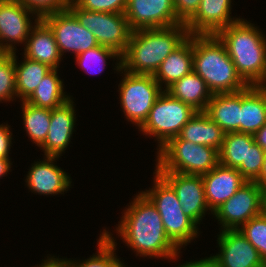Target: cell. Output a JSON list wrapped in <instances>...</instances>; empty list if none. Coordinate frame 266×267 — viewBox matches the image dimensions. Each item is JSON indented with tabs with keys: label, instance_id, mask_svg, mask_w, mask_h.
<instances>
[{
	"label": "cell",
	"instance_id": "d6a6232c",
	"mask_svg": "<svg viewBox=\"0 0 266 267\" xmlns=\"http://www.w3.org/2000/svg\"><path fill=\"white\" fill-rule=\"evenodd\" d=\"M266 262V215L253 217L238 229Z\"/></svg>",
	"mask_w": 266,
	"mask_h": 267
},
{
	"label": "cell",
	"instance_id": "9a60e30c",
	"mask_svg": "<svg viewBox=\"0 0 266 267\" xmlns=\"http://www.w3.org/2000/svg\"><path fill=\"white\" fill-rule=\"evenodd\" d=\"M218 236L219 253L212 257L218 267H264L258 250L237 230H222Z\"/></svg>",
	"mask_w": 266,
	"mask_h": 267
},
{
	"label": "cell",
	"instance_id": "7dc6e473",
	"mask_svg": "<svg viewBox=\"0 0 266 267\" xmlns=\"http://www.w3.org/2000/svg\"><path fill=\"white\" fill-rule=\"evenodd\" d=\"M4 54V52L0 49V57Z\"/></svg>",
	"mask_w": 266,
	"mask_h": 267
},
{
	"label": "cell",
	"instance_id": "7c38bea8",
	"mask_svg": "<svg viewBox=\"0 0 266 267\" xmlns=\"http://www.w3.org/2000/svg\"><path fill=\"white\" fill-rule=\"evenodd\" d=\"M32 16H34L31 20ZM35 19V20H34ZM34 20V23H32ZM39 18L15 0L0 4V49L16 52V44H26L30 31ZM32 21V22H31ZM14 44V45H13Z\"/></svg>",
	"mask_w": 266,
	"mask_h": 267
},
{
	"label": "cell",
	"instance_id": "f1b7e54d",
	"mask_svg": "<svg viewBox=\"0 0 266 267\" xmlns=\"http://www.w3.org/2000/svg\"><path fill=\"white\" fill-rule=\"evenodd\" d=\"M24 130L38 147L46 140L48 135L52 109L33 106L21 101Z\"/></svg>",
	"mask_w": 266,
	"mask_h": 267
},
{
	"label": "cell",
	"instance_id": "ba28073f",
	"mask_svg": "<svg viewBox=\"0 0 266 267\" xmlns=\"http://www.w3.org/2000/svg\"><path fill=\"white\" fill-rule=\"evenodd\" d=\"M118 71L124 76L118 85L121 108L126 119L139 128L164 90L153 75L132 74L122 68Z\"/></svg>",
	"mask_w": 266,
	"mask_h": 267
},
{
	"label": "cell",
	"instance_id": "d4e9b609",
	"mask_svg": "<svg viewBox=\"0 0 266 267\" xmlns=\"http://www.w3.org/2000/svg\"><path fill=\"white\" fill-rule=\"evenodd\" d=\"M165 91L197 111H205L213 95L205 81L194 71L183 76Z\"/></svg>",
	"mask_w": 266,
	"mask_h": 267
},
{
	"label": "cell",
	"instance_id": "e0dca14e",
	"mask_svg": "<svg viewBox=\"0 0 266 267\" xmlns=\"http://www.w3.org/2000/svg\"><path fill=\"white\" fill-rule=\"evenodd\" d=\"M59 157L45 156L31 165L25 182L31 192L40 195L63 194L71 188L70 176L54 162Z\"/></svg>",
	"mask_w": 266,
	"mask_h": 267
},
{
	"label": "cell",
	"instance_id": "4dcf8cb0",
	"mask_svg": "<svg viewBox=\"0 0 266 267\" xmlns=\"http://www.w3.org/2000/svg\"><path fill=\"white\" fill-rule=\"evenodd\" d=\"M75 57L78 66H80L81 69L89 74L102 73V71L105 69V66L107 65L106 60L112 58H116L115 60H118L115 64L116 68H114V70L118 72V70L121 68V55L118 54L115 50L105 46L98 45L76 55Z\"/></svg>",
	"mask_w": 266,
	"mask_h": 267
},
{
	"label": "cell",
	"instance_id": "f35d334b",
	"mask_svg": "<svg viewBox=\"0 0 266 267\" xmlns=\"http://www.w3.org/2000/svg\"><path fill=\"white\" fill-rule=\"evenodd\" d=\"M39 266L36 267H70L69 259L55 258V256H47V259L43 260Z\"/></svg>",
	"mask_w": 266,
	"mask_h": 267
},
{
	"label": "cell",
	"instance_id": "836d02e7",
	"mask_svg": "<svg viewBox=\"0 0 266 267\" xmlns=\"http://www.w3.org/2000/svg\"><path fill=\"white\" fill-rule=\"evenodd\" d=\"M34 13L39 19L68 9L71 0H15Z\"/></svg>",
	"mask_w": 266,
	"mask_h": 267
},
{
	"label": "cell",
	"instance_id": "7402d4cb",
	"mask_svg": "<svg viewBox=\"0 0 266 267\" xmlns=\"http://www.w3.org/2000/svg\"><path fill=\"white\" fill-rule=\"evenodd\" d=\"M241 91L213 94L204 111L225 133L240 132Z\"/></svg>",
	"mask_w": 266,
	"mask_h": 267
},
{
	"label": "cell",
	"instance_id": "52a82bcc",
	"mask_svg": "<svg viewBox=\"0 0 266 267\" xmlns=\"http://www.w3.org/2000/svg\"><path fill=\"white\" fill-rule=\"evenodd\" d=\"M196 112L192 106L174 98L164 90L138 129L145 136L155 137L159 150L170 139L179 135L181 129Z\"/></svg>",
	"mask_w": 266,
	"mask_h": 267
},
{
	"label": "cell",
	"instance_id": "d590c367",
	"mask_svg": "<svg viewBox=\"0 0 266 267\" xmlns=\"http://www.w3.org/2000/svg\"><path fill=\"white\" fill-rule=\"evenodd\" d=\"M264 162V150L254 142L250 148H248L247 155V181L256 182L260 175Z\"/></svg>",
	"mask_w": 266,
	"mask_h": 267
},
{
	"label": "cell",
	"instance_id": "ab89813d",
	"mask_svg": "<svg viewBox=\"0 0 266 267\" xmlns=\"http://www.w3.org/2000/svg\"><path fill=\"white\" fill-rule=\"evenodd\" d=\"M177 267H218V265L216 260L210 256L197 261L186 262L182 265L179 264Z\"/></svg>",
	"mask_w": 266,
	"mask_h": 267
},
{
	"label": "cell",
	"instance_id": "4316f807",
	"mask_svg": "<svg viewBox=\"0 0 266 267\" xmlns=\"http://www.w3.org/2000/svg\"><path fill=\"white\" fill-rule=\"evenodd\" d=\"M57 71L58 69H52L48 72L25 102L36 107L54 109L71 99L64 92V84Z\"/></svg>",
	"mask_w": 266,
	"mask_h": 267
},
{
	"label": "cell",
	"instance_id": "83f0119b",
	"mask_svg": "<svg viewBox=\"0 0 266 267\" xmlns=\"http://www.w3.org/2000/svg\"><path fill=\"white\" fill-rule=\"evenodd\" d=\"M14 56V66L16 72V92L21 101H25L37 88L41 79L52 70L48 65L30 60L23 56V61L18 63L16 52Z\"/></svg>",
	"mask_w": 266,
	"mask_h": 267
},
{
	"label": "cell",
	"instance_id": "60d3db41",
	"mask_svg": "<svg viewBox=\"0 0 266 267\" xmlns=\"http://www.w3.org/2000/svg\"><path fill=\"white\" fill-rule=\"evenodd\" d=\"M255 142L263 149L266 150V123L254 135Z\"/></svg>",
	"mask_w": 266,
	"mask_h": 267
},
{
	"label": "cell",
	"instance_id": "f546056e",
	"mask_svg": "<svg viewBox=\"0 0 266 267\" xmlns=\"http://www.w3.org/2000/svg\"><path fill=\"white\" fill-rule=\"evenodd\" d=\"M113 234L106 229L99 236L97 240L98 252L85 260H71L70 267H123V261H120L116 256V242Z\"/></svg>",
	"mask_w": 266,
	"mask_h": 267
},
{
	"label": "cell",
	"instance_id": "484cf974",
	"mask_svg": "<svg viewBox=\"0 0 266 267\" xmlns=\"http://www.w3.org/2000/svg\"><path fill=\"white\" fill-rule=\"evenodd\" d=\"M255 142L254 136L248 133H226L219 151V163L236 168L247 181L248 148Z\"/></svg>",
	"mask_w": 266,
	"mask_h": 267
},
{
	"label": "cell",
	"instance_id": "d6986e66",
	"mask_svg": "<svg viewBox=\"0 0 266 267\" xmlns=\"http://www.w3.org/2000/svg\"><path fill=\"white\" fill-rule=\"evenodd\" d=\"M73 98L63 105L52 109L48 135L40 146L44 156L60 157L68 148L76 127V112Z\"/></svg>",
	"mask_w": 266,
	"mask_h": 267
},
{
	"label": "cell",
	"instance_id": "b9f144b4",
	"mask_svg": "<svg viewBox=\"0 0 266 267\" xmlns=\"http://www.w3.org/2000/svg\"><path fill=\"white\" fill-rule=\"evenodd\" d=\"M11 159L0 158V178L7 176V173L11 170Z\"/></svg>",
	"mask_w": 266,
	"mask_h": 267
},
{
	"label": "cell",
	"instance_id": "44dd1931",
	"mask_svg": "<svg viewBox=\"0 0 266 267\" xmlns=\"http://www.w3.org/2000/svg\"><path fill=\"white\" fill-rule=\"evenodd\" d=\"M191 71H193V35H189L179 47L164 59L153 77L162 89L166 90Z\"/></svg>",
	"mask_w": 266,
	"mask_h": 267
},
{
	"label": "cell",
	"instance_id": "277c9868",
	"mask_svg": "<svg viewBox=\"0 0 266 267\" xmlns=\"http://www.w3.org/2000/svg\"><path fill=\"white\" fill-rule=\"evenodd\" d=\"M193 71L212 94L234 93L248 87L216 35H193Z\"/></svg>",
	"mask_w": 266,
	"mask_h": 267
},
{
	"label": "cell",
	"instance_id": "f6af8a7d",
	"mask_svg": "<svg viewBox=\"0 0 266 267\" xmlns=\"http://www.w3.org/2000/svg\"><path fill=\"white\" fill-rule=\"evenodd\" d=\"M261 88H263L264 90H266V77L264 79V81L262 82V84L260 85Z\"/></svg>",
	"mask_w": 266,
	"mask_h": 267
},
{
	"label": "cell",
	"instance_id": "9c48e42d",
	"mask_svg": "<svg viewBox=\"0 0 266 267\" xmlns=\"http://www.w3.org/2000/svg\"><path fill=\"white\" fill-rule=\"evenodd\" d=\"M68 9L93 33L100 46L111 48L121 56L125 53L133 30L124 13L83 10L72 1Z\"/></svg>",
	"mask_w": 266,
	"mask_h": 267
},
{
	"label": "cell",
	"instance_id": "7bdbcfd3",
	"mask_svg": "<svg viewBox=\"0 0 266 267\" xmlns=\"http://www.w3.org/2000/svg\"><path fill=\"white\" fill-rule=\"evenodd\" d=\"M261 187L266 185V150H264V162L261 170V175L256 181Z\"/></svg>",
	"mask_w": 266,
	"mask_h": 267
},
{
	"label": "cell",
	"instance_id": "ac0fdd59",
	"mask_svg": "<svg viewBox=\"0 0 266 267\" xmlns=\"http://www.w3.org/2000/svg\"><path fill=\"white\" fill-rule=\"evenodd\" d=\"M202 180L205 198L212 215L220 205L230 199L247 182L236 168L220 163L203 174Z\"/></svg>",
	"mask_w": 266,
	"mask_h": 267
},
{
	"label": "cell",
	"instance_id": "1f68e13d",
	"mask_svg": "<svg viewBox=\"0 0 266 267\" xmlns=\"http://www.w3.org/2000/svg\"><path fill=\"white\" fill-rule=\"evenodd\" d=\"M17 97L14 56L4 53L0 57V102H10Z\"/></svg>",
	"mask_w": 266,
	"mask_h": 267
},
{
	"label": "cell",
	"instance_id": "2e32d148",
	"mask_svg": "<svg viewBox=\"0 0 266 267\" xmlns=\"http://www.w3.org/2000/svg\"><path fill=\"white\" fill-rule=\"evenodd\" d=\"M231 0H201L196 13L185 23L189 35H216L241 18L231 17Z\"/></svg>",
	"mask_w": 266,
	"mask_h": 267
},
{
	"label": "cell",
	"instance_id": "5b68a950",
	"mask_svg": "<svg viewBox=\"0 0 266 267\" xmlns=\"http://www.w3.org/2000/svg\"><path fill=\"white\" fill-rule=\"evenodd\" d=\"M152 189L142 191L156 206L166 235L181 250L195 240L199 233L197 224L188 217L173 188L156 172Z\"/></svg>",
	"mask_w": 266,
	"mask_h": 267
},
{
	"label": "cell",
	"instance_id": "4fadbf2b",
	"mask_svg": "<svg viewBox=\"0 0 266 267\" xmlns=\"http://www.w3.org/2000/svg\"><path fill=\"white\" fill-rule=\"evenodd\" d=\"M124 14L133 31L182 23L175 14L173 0H127Z\"/></svg>",
	"mask_w": 266,
	"mask_h": 267
},
{
	"label": "cell",
	"instance_id": "6da1fadb",
	"mask_svg": "<svg viewBox=\"0 0 266 267\" xmlns=\"http://www.w3.org/2000/svg\"><path fill=\"white\" fill-rule=\"evenodd\" d=\"M123 211L116 232L139 257L174 260L180 250L170 241L161 215L152 201L141 191Z\"/></svg>",
	"mask_w": 266,
	"mask_h": 267
},
{
	"label": "cell",
	"instance_id": "5bb4252c",
	"mask_svg": "<svg viewBox=\"0 0 266 267\" xmlns=\"http://www.w3.org/2000/svg\"><path fill=\"white\" fill-rule=\"evenodd\" d=\"M175 191L184 213L200 225L209 210L201 175L157 172Z\"/></svg>",
	"mask_w": 266,
	"mask_h": 267
},
{
	"label": "cell",
	"instance_id": "30bf717a",
	"mask_svg": "<svg viewBox=\"0 0 266 267\" xmlns=\"http://www.w3.org/2000/svg\"><path fill=\"white\" fill-rule=\"evenodd\" d=\"M262 213V187L257 182H246L230 199L214 212L222 230H237Z\"/></svg>",
	"mask_w": 266,
	"mask_h": 267
},
{
	"label": "cell",
	"instance_id": "603a6c76",
	"mask_svg": "<svg viewBox=\"0 0 266 267\" xmlns=\"http://www.w3.org/2000/svg\"><path fill=\"white\" fill-rule=\"evenodd\" d=\"M266 123V90L248 86L241 90L240 133L254 135Z\"/></svg>",
	"mask_w": 266,
	"mask_h": 267
},
{
	"label": "cell",
	"instance_id": "3957f363",
	"mask_svg": "<svg viewBox=\"0 0 266 267\" xmlns=\"http://www.w3.org/2000/svg\"><path fill=\"white\" fill-rule=\"evenodd\" d=\"M216 36L225 45L237 73L248 86H260L266 77V36L241 18Z\"/></svg>",
	"mask_w": 266,
	"mask_h": 267
},
{
	"label": "cell",
	"instance_id": "8992f818",
	"mask_svg": "<svg viewBox=\"0 0 266 267\" xmlns=\"http://www.w3.org/2000/svg\"><path fill=\"white\" fill-rule=\"evenodd\" d=\"M156 172L203 175L219 164V151L180 139H170L157 152Z\"/></svg>",
	"mask_w": 266,
	"mask_h": 267
},
{
	"label": "cell",
	"instance_id": "ee69618b",
	"mask_svg": "<svg viewBox=\"0 0 266 267\" xmlns=\"http://www.w3.org/2000/svg\"><path fill=\"white\" fill-rule=\"evenodd\" d=\"M262 213L266 215V185L262 186Z\"/></svg>",
	"mask_w": 266,
	"mask_h": 267
},
{
	"label": "cell",
	"instance_id": "bcb514c9",
	"mask_svg": "<svg viewBox=\"0 0 266 267\" xmlns=\"http://www.w3.org/2000/svg\"><path fill=\"white\" fill-rule=\"evenodd\" d=\"M8 0H0V4L7 2Z\"/></svg>",
	"mask_w": 266,
	"mask_h": 267
},
{
	"label": "cell",
	"instance_id": "ffe728a7",
	"mask_svg": "<svg viewBox=\"0 0 266 267\" xmlns=\"http://www.w3.org/2000/svg\"><path fill=\"white\" fill-rule=\"evenodd\" d=\"M23 53L26 58L44 63L52 69H58L62 60L54 33L43 19H39L32 27Z\"/></svg>",
	"mask_w": 266,
	"mask_h": 267
},
{
	"label": "cell",
	"instance_id": "74e56055",
	"mask_svg": "<svg viewBox=\"0 0 266 267\" xmlns=\"http://www.w3.org/2000/svg\"><path fill=\"white\" fill-rule=\"evenodd\" d=\"M10 126L8 124L0 125V158L11 159L9 158V151L12 144V132L10 131Z\"/></svg>",
	"mask_w": 266,
	"mask_h": 267
},
{
	"label": "cell",
	"instance_id": "cb8c5ba5",
	"mask_svg": "<svg viewBox=\"0 0 266 267\" xmlns=\"http://www.w3.org/2000/svg\"><path fill=\"white\" fill-rule=\"evenodd\" d=\"M225 134L223 129L212 121L204 111H197L181 129L178 137L220 151Z\"/></svg>",
	"mask_w": 266,
	"mask_h": 267
},
{
	"label": "cell",
	"instance_id": "e575fe53",
	"mask_svg": "<svg viewBox=\"0 0 266 267\" xmlns=\"http://www.w3.org/2000/svg\"><path fill=\"white\" fill-rule=\"evenodd\" d=\"M77 7L97 12L125 13L127 0H71Z\"/></svg>",
	"mask_w": 266,
	"mask_h": 267
},
{
	"label": "cell",
	"instance_id": "8fae6325",
	"mask_svg": "<svg viewBox=\"0 0 266 267\" xmlns=\"http://www.w3.org/2000/svg\"><path fill=\"white\" fill-rule=\"evenodd\" d=\"M43 20L53 31L62 56L66 52L76 56L99 45L93 33L82 26L69 9L47 15Z\"/></svg>",
	"mask_w": 266,
	"mask_h": 267
},
{
	"label": "cell",
	"instance_id": "8d00e7d4",
	"mask_svg": "<svg viewBox=\"0 0 266 267\" xmlns=\"http://www.w3.org/2000/svg\"><path fill=\"white\" fill-rule=\"evenodd\" d=\"M201 0H173L177 18L186 23L197 11Z\"/></svg>",
	"mask_w": 266,
	"mask_h": 267
},
{
	"label": "cell",
	"instance_id": "7a4b0ae2",
	"mask_svg": "<svg viewBox=\"0 0 266 267\" xmlns=\"http://www.w3.org/2000/svg\"><path fill=\"white\" fill-rule=\"evenodd\" d=\"M188 37L184 23L166 28L135 30L121 56V68L132 74L154 75L164 59Z\"/></svg>",
	"mask_w": 266,
	"mask_h": 267
}]
</instances>
